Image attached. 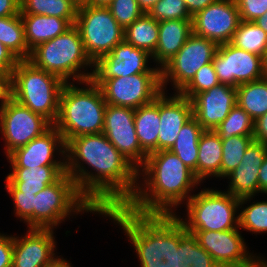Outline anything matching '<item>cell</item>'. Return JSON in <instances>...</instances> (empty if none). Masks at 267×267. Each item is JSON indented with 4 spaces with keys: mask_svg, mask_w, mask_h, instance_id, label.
<instances>
[{
    "mask_svg": "<svg viewBox=\"0 0 267 267\" xmlns=\"http://www.w3.org/2000/svg\"><path fill=\"white\" fill-rule=\"evenodd\" d=\"M66 173L80 194L100 214L126 206L138 186V169L106 138L104 133L71 138L65 147Z\"/></svg>",
    "mask_w": 267,
    "mask_h": 267,
    "instance_id": "cell-1",
    "label": "cell"
},
{
    "mask_svg": "<svg viewBox=\"0 0 267 267\" xmlns=\"http://www.w3.org/2000/svg\"><path fill=\"white\" fill-rule=\"evenodd\" d=\"M201 186L176 154L155 151L138 170L137 190L126 207L139 214L174 215Z\"/></svg>",
    "mask_w": 267,
    "mask_h": 267,
    "instance_id": "cell-2",
    "label": "cell"
},
{
    "mask_svg": "<svg viewBox=\"0 0 267 267\" xmlns=\"http://www.w3.org/2000/svg\"><path fill=\"white\" fill-rule=\"evenodd\" d=\"M122 230L140 267H183L182 223L175 215L139 214L126 206L99 214ZM108 218V219H107Z\"/></svg>",
    "mask_w": 267,
    "mask_h": 267,
    "instance_id": "cell-3",
    "label": "cell"
},
{
    "mask_svg": "<svg viewBox=\"0 0 267 267\" xmlns=\"http://www.w3.org/2000/svg\"><path fill=\"white\" fill-rule=\"evenodd\" d=\"M106 105L101 89L92 79L65 83L60 94L58 116L53 125L65 144L77 136L102 133Z\"/></svg>",
    "mask_w": 267,
    "mask_h": 267,
    "instance_id": "cell-4",
    "label": "cell"
},
{
    "mask_svg": "<svg viewBox=\"0 0 267 267\" xmlns=\"http://www.w3.org/2000/svg\"><path fill=\"white\" fill-rule=\"evenodd\" d=\"M28 61L60 77L65 83L91 80L94 71V63L87 56L75 25L63 34L38 44L31 50Z\"/></svg>",
    "mask_w": 267,
    "mask_h": 267,
    "instance_id": "cell-5",
    "label": "cell"
},
{
    "mask_svg": "<svg viewBox=\"0 0 267 267\" xmlns=\"http://www.w3.org/2000/svg\"><path fill=\"white\" fill-rule=\"evenodd\" d=\"M64 84L60 77L20 60L9 76V96L53 125Z\"/></svg>",
    "mask_w": 267,
    "mask_h": 267,
    "instance_id": "cell-6",
    "label": "cell"
},
{
    "mask_svg": "<svg viewBox=\"0 0 267 267\" xmlns=\"http://www.w3.org/2000/svg\"><path fill=\"white\" fill-rule=\"evenodd\" d=\"M174 214L186 230L226 231L239 229L240 198L217 187L203 186Z\"/></svg>",
    "mask_w": 267,
    "mask_h": 267,
    "instance_id": "cell-7",
    "label": "cell"
},
{
    "mask_svg": "<svg viewBox=\"0 0 267 267\" xmlns=\"http://www.w3.org/2000/svg\"><path fill=\"white\" fill-rule=\"evenodd\" d=\"M89 212L99 217L96 209L77 190L73 178L64 173L35 195L34 228L57 230L61 223Z\"/></svg>",
    "mask_w": 267,
    "mask_h": 267,
    "instance_id": "cell-8",
    "label": "cell"
},
{
    "mask_svg": "<svg viewBox=\"0 0 267 267\" xmlns=\"http://www.w3.org/2000/svg\"><path fill=\"white\" fill-rule=\"evenodd\" d=\"M74 25L78 28L84 50L93 63L124 40V29L104 6H78Z\"/></svg>",
    "mask_w": 267,
    "mask_h": 267,
    "instance_id": "cell-9",
    "label": "cell"
},
{
    "mask_svg": "<svg viewBox=\"0 0 267 267\" xmlns=\"http://www.w3.org/2000/svg\"><path fill=\"white\" fill-rule=\"evenodd\" d=\"M218 45L205 37L191 33L177 54L161 68L164 92L179 93L204 65L212 62Z\"/></svg>",
    "mask_w": 267,
    "mask_h": 267,
    "instance_id": "cell-10",
    "label": "cell"
},
{
    "mask_svg": "<svg viewBox=\"0 0 267 267\" xmlns=\"http://www.w3.org/2000/svg\"><path fill=\"white\" fill-rule=\"evenodd\" d=\"M187 231L197 237L199 245L212 256L219 267H267L264 255L254 253V250L249 251L240 229Z\"/></svg>",
    "mask_w": 267,
    "mask_h": 267,
    "instance_id": "cell-11",
    "label": "cell"
},
{
    "mask_svg": "<svg viewBox=\"0 0 267 267\" xmlns=\"http://www.w3.org/2000/svg\"><path fill=\"white\" fill-rule=\"evenodd\" d=\"M51 126L46 118L32 112L10 96L0 105V135L6 157L42 135Z\"/></svg>",
    "mask_w": 267,
    "mask_h": 267,
    "instance_id": "cell-12",
    "label": "cell"
},
{
    "mask_svg": "<svg viewBox=\"0 0 267 267\" xmlns=\"http://www.w3.org/2000/svg\"><path fill=\"white\" fill-rule=\"evenodd\" d=\"M110 105L138 107L151 103L162 92L161 73H140L110 79H92Z\"/></svg>",
    "mask_w": 267,
    "mask_h": 267,
    "instance_id": "cell-13",
    "label": "cell"
},
{
    "mask_svg": "<svg viewBox=\"0 0 267 267\" xmlns=\"http://www.w3.org/2000/svg\"><path fill=\"white\" fill-rule=\"evenodd\" d=\"M212 63L219 83L237 87L263 78L264 58L230 42L218 45Z\"/></svg>",
    "mask_w": 267,
    "mask_h": 267,
    "instance_id": "cell-14",
    "label": "cell"
},
{
    "mask_svg": "<svg viewBox=\"0 0 267 267\" xmlns=\"http://www.w3.org/2000/svg\"><path fill=\"white\" fill-rule=\"evenodd\" d=\"M134 113L133 108L107 104L102 133L139 170L147 154L141 149L135 131Z\"/></svg>",
    "mask_w": 267,
    "mask_h": 267,
    "instance_id": "cell-15",
    "label": "cell"
},
{
    "mask_svg": "<svg viewBox=\"0 0 267 267\" xmlns=\"http://www.w3.org/2000/svg\"><path fill=\"white\" fill-rule=\"evenodd\" d=\"M150 61V62H149ZM151 55L123 40L110 53L100 57L94 63L92 79H110L126 77L140 73H161V69L152 66Z\"/></svg>",
    "mask_w": 267,
    "mask_h": 267,
    "instance_id": "cell-16",
    "label": "cell"
},
{
    "mask_svg": "<svg viewBox=\"0 0 267 267\" xmlns=\"http://www.w3.org/2000/svg\"><path fill=\"white\" fill-rule=\"evenodd\" d=\"M240 22L235 0H217L192 17V32L222 45L231 42Z\"/></svg>",
    "mask_w": 267,
    "mask_h": 267,
    "instance_id": "cell-17",
    "label": "cell"
},
{
    "mask_svg": "<svg viewBox=\"0 0 267 267\" xmlns=\"http://www.w3.org/2000/svg\"><path fill=\"white\" fill-rule=\"evenodd\" d=\"M26 230L23 235L13 234L12 267H47L60 255L57 252L56 231L38 228Z\"/></svg>",
    "mask_w": 267,
    "mask_h": 267,
    "instance_id": "cell-18",
    "label": "cell"
},
{
    "mask_svg": "<svg viewBox=\"0 0 267 267\" xmlns=\"http://www.w3.org/2000/svg\"><path fill=\"white\" fill-rule=\"evenodd\" d=\"M66 144L57 128L52 125L46 132L7 157L9 167L34 168L46 165H66Z\"/></svg>",
    "mask_w": 267,
    "mask_h": 267,
    "instance_id": "cell-19",
    "label": "cell"
},
{
    "mask_svg": "<svg viewBox=\"0 0 267 267\" xmlns=\"http://www.w3.org/2000/svg\"><path fill=\"white\" fill-rule=\"evenodd\" d=\"M193 117L204 130L215 131L237 104L236 88L218 84L192 99Z\"/></svg>",
    "mask_w": 267,
    "mask_h": 267,
    "instance_id": "cell-20",
    "label": "cell"
},
{
    "mask_svg": "<svg viewBox=\"0 0 267 267\" xmlns=\"http://www.w3.org/2000/svg\"><path fill=\"white\" fill-rule=\"evenodd\" d=\"M159 115L157 151L170 150L182 126L193 117L191 100L172 90L170 93L163 91L159 95Z\"/></svg>",
    "mask_w": 267,
    "mask_h": 267,
    "instance_id": "cell-21",
    "label": "cell"
},
{
    "mask_svg": "<svg viewBox=\"0 0 267 267\" xmlns=\"http://www.w3.org/2000/svg\"><path fill=\"white\" fill-rule=\"evenodd\" d=\"M267 154V145L253 141L246 149L241 163L225 178L228 182L226 190L233 196H259V169Z\"/></svg>",
    "mask_w": 267,
    "mask_h": 267,
    "instance_id": "cell-22",
    "label": "cell"
},
{
    "mask_svg": "<svg viewBox=\"0 0 267 267\" xmlns=\"http://www.w3.org/2000/svg\"><path fill=\"white\" fill-rule=\"evenodd\" d=\"M159 38L151 55L153 65L162 68L168 63L192 33V19L159 21Z\"/></svg>",
    "mask_w": 267,
    "mask_h": 267,
    "instance_id": "cell-23",
    "label": "cell"
},
{
    "mask_svg": "<svg viewBox=\"0 0 267 267\" xmlns=\"http://www.w3.org/2000/svg\"><path fill=\"white\" fill-rule=\"evenodd\" d=\"M10 171L5 178L23 193L36 195L47 185L56 182L64 173L66 165H46L34 168L9 167Z\"/></svg>",
    "mask_w": 267,
    "mask_h": 267,
    "instance_id": "cell-24",
    "label": "cell"
},
{
    "mask_svg": "<svg viewBox=\"0 0 267 267\" xmlns=\"http://www.w3.org/2000/svg\"><path fill=\"white\" fill-rule=\"evenodd\" d=\"M24 25L25 40L30 50L38 44L49 41L75 24L76 18L20 14Z\"/></svg>",
    "mask_w": 267,
    "mask_h": 267,
    "instance_id": "cell-25",
    "label": "cell"
},
{
    "mask_svg": "<svg viewBox=\"0 0 267 267\" xmlns=\"http://www.w3.org/2000/svg\"><path fill=\"white\" fill-rule=\"evenodd\" d=\"M222 139L215 131L204 130L198 142L197 179H221Z\"/></svg>",
    "mask_w": 267,
    "mask_h": 267,
    "instance_id": "cell-26",
    "label": "cell"
},
{
    "mask_svg": "<svg viewBox=\"0 0 267 267\" xmlns=\"http://www.w3.org/2000/svg\"><path fill=\"white\" fill-rule=\"evenodd\" d=\"M159 96L151 103L135 109L134 125L141 149L147 154L157 151L160 127Z\"/></svg>",
    "mask_w": 267,
    "mask_h": 267,
    "instance_id": "cell-27",
    "label": "cell"
},
{
    "mask_svg": "<svg viewBox=\"0 0 267 267\" xmlns=\"http://www.w3.org/2000/svg\"><path fill=\"white\" fill-rule=\"evenodd\" d=\"M204 129L198 121L192 117L186 122L178 133L175 144L170 151L176 154L180 160L189 167L197 178L198 142Z\"/></svg>",
    "mask_w": 267,
    "mask_h": 267,
    "instance_id": "cell-28",
    "label": "cell"
},
{
    "mask_svg": "<svg viewBox=\"0 0 267 267\" xmlns=\"http://www.w3.org/2000/svg\"><path fill=\"white\" fill-rule=\"evenodd\" d=\"M237 105L253 121L267 113V79L251 81L236 87Z\"/></svg>",
    "mask_w": 267,
    "mask_h": 267,
    "instance_id": "cell-29",
    "label": "cell"
},
{
    "mask_svg": "<svg viewBox=\"0 0 267 267\" xmlns=\"http://www.w3.org/2000/svg\"><path fill=\"white\" fill-rule=\"evenodd\" d=\"M158 21L144 13L124 29V40L136 48L143 49L152 55L158 43Z\"/></svg>",
    "mask_w": 267,
    "mask_h": 267,
    "instance_id": "cell-30",
    "label": "cell"
},
{
    "mask_svg": "<svg viewBox=\"0 0 267 267\" xmlns=\"http://www.w3.org/2000/svg\"><path fill=\"white\" fill-rule=\"evenodd\" d=\"M254 199L255 196L240 198L239 229L257 237L267 233V200L255 201Z\"/></svg>",
    "mask_w": 267,
    "mask_h": 267,
    "instance_id": "cell-31",
    "label": "cell"
},
{
    "mask_svg": "<svg viewBox=\"0 0 267 267\" xmlns=\"http://www.w3.org/2000/svg\"><path fill=\"white\" fill-rule=\"evenodd\" d=\"M0 43L7 47L19 60H28L31 50L25 40L24 25L20 13L0 17Z\"/></svg>",
    "mask_w": 267,
    "mask_h": 267,
    "instance_id": "cell-32",
    "label": "cell"
},
{
    "mask_svg": "<svg viewBox=\"0 0 267 267\" xmlns=\"http://www.w3.org/2000/svg\"><path fill=\"white\" fill-rule=\"evenodd\" d=\"M230 43L263 58L267 54V33L254 21H241Z\"/></svg>",
    "mask_w": 267,
    "mask_h": 267,
    "instance_id": "cell-33",
    "label": "cell"
},
{
    "mask_svg": "<svg viewBox=\"0 0 267 267\" xmlns=\"http://www.w3.org/2000/svg\"><path fill=\"white\" fill-rule=\"evenodd\" d=\"M78 5L73 0H20V14L76 18Z\"/></svg>",
    "mask_w": 267,
    "mask_h": 267,
    "instance_id": "cell-34",
    "label": "cell"
},
{
    "mask_svg": "<svg viewBox=\"0 0 267 267\" xmlns=\"http://www.w3.org/2000/svg\"><path fill=\"white\" fill-rule=\"evenodd\" d=\"M253 141V136L240 135L222 139L221 178L223 181L241 163L246 149Z\"/></svg>",
    "mask_w": 267,
    "mask_h": 267,
    "instance_id": "cell-35",
    "label": "cell"
},
{
    "mask_svg": "<svg viewBox=\"0 0 267 267\" xmlns=\"http://www.w3.org/2000/svg\"><path fill=\"white\" fill-rule=\"evenodd\" d=\"M254 121L237 104L231 109L228 116L215 129L221 139L233 136H253Z\"/></svg>",
    "mask_w": 267,
    "mask_h": 267,
    "instance_id": "cell-36",
    "label": "cell"
},
{
    "mask_svg": "<svg viewBox=\"0 0 267 267\" xmlns=\"http://www.w3.org/2000/svg\"><path fill=\"white\" fill-rule=\"evenodd\" d=\"M4 188L13 202V215L16 219L27 226L26 228H34V194L23 193L18 191L6 178Z\"/></svg>",
    "mask_w": 267,
    "mask_h": 267,
    "instance_id": "cell-37",
    "label": "cell"
},
{
    "mask_svg": "<svg viewBox=\"0 0 267 267\" xmlns=\"http://www.w3.org/2000/svg\"><path fill=\"white\" fill-rule=\"evenodd\" d=\"M220 84L212 62L201 67L192 80L179 92L183 97L191 100L196 94L210 90Z\"/></svg>",
    "mask_w": 267,
    "mask_h": 267,
    "instance_id": "cell-38",
    "label": "cell"
},
{
    "mask_svg": "<svg viewBox=\"0 0 267 267\" xmlns=\"http://www.w3.org/2000/svg\"><path fill=\"white\" fill-rule=\"evenodd\" d=\"M156 21L192 19L184 0H159L148 11Z\"/></svg>",
    "mask_w": 267,
    "mask_h": 267,
    "instance_id": "cell-39",
    "label": "cell"
},
{
    "mask_svg": "<svg viewBox=\"0 0 267 267\" xmlns=\"http://www.w3.org/2000/svg\"><path fill=\"white\" fill-rule=\"evenodd\" d=\"M107 8L123 29L145 13L137 0H112Z\"/></svg>",
    "mask_w": 267,
    "mask_h": 267,
    "instance_id": "cell-40",
    "label": "cell"
},
{
    "mask_svg": "<svg viewBox=\"0 0 267 267\" xmlns=\"http://www.w3.org/2000/svg\"><path fill=\"white\" fill-rule=\"evenodd\" d=\"M241 21H254L267 12V0H235Z\"/></svg>",
    "mask_w": 267,
    "mask_h": 267,
    "instance_id": "cell-41",
    "label": "cell"
},
{
    "mask_svg": "<svg viewBox=\"0 0 267 267\" xmlns=\"http://www.w3.org/2000/svg\"><path fill=\"white\" fill-rule=\"evenodd\" d=\"M197 242V237L188 232L182 224V255L185 260L183 267L192 266L195 257V243Z\"/></svg>",
    "mask_w": 267,
    "mask_h": 267,
    "instance_id": "cell-42",
    "label": "cell"
},
{
    "mask_svg": "<svg viewBox=\"0 0 267 267\" xmlns=\"http://www.w3.org/2000/svg\"><path fill=\"white\" fill-rule=\"evenodd\" d=\"M13 234L0 231V267H12Z\"/></svg>",
    "mask_w": 267,
    "mask_h": 267,
    "instance_id": "cell-43",
    "label": "cell"
},
{
    "mask_svg": "<svg viewBox=\"0 0 267 267\" xmlns=\"http://www.w3.org/2000/svg\"><path fill=\"white\" fill-rule=\"evenodd\" d=\"M20 60L0 43V71L10 76Z\"/></svg>",
    "mask_w": 267,
    "mask_h": 267,
    "instance_id": "cell-44",
    "label": "cell"
},
{
    "mask_svg": "<svg viewBox=\"0 0 267 267\" xmlns=\"http://www.w3.org/2000/svg\"><path fill=\"white\" fill-rule=\"evenodd\" d=\"M191 267H219L212 256L203 249L198 241L195 243V257Z\"/></svg>",
    "mask_w": 267,
    "mask_h": 267,
    "instance_id": "cell-45",
    "label": "cell"
},
{
    "mask_svg": "<svg viewBox=\"0 0 267 267\" xmlns=\"http://www.w3.org/2000/svg\"><path fill=\"white\" fill-rule=\"evenodd\" d=\"M253 138L254 141L267 145V113L254 121Z\"/></svg>",
    "mask_w": 267,
    "mask_h": 267,
    "instance_id": "cell-46",
    "label": "cell"
},
{
    "mask_svg": "<svg viewBox=\"0 0 267 267\" xmlns=\"http://www.w3.org/2000/svg\"><path fill=\"white\" fill-rule=\"evenodd\" d=\"M20 13V0H0V17L14 16Z\"/></svg>",
    "mask_w": 267,
    "mask_h": 267,
    "instance_id": "cell-47",
    "label": "cell"
},
{
    "mask_svg": "<svg viewBox=\"0 0 267 267\" xmlns=\"http://www.w3.org/2000/svg\"><path fill=\"white\" fill-rule=\"evenodd\" d=\"M188 12L193 17L199 11L205 9L208 5L216 2L217 0H184Z\"/></svg>",
    "mask_w": 267,
    "mask_h": 267,
    "instance_id": "cell-48",
    "label": "cell"
},
{
    "mask_svg": "<svg viewBox=\"0 0 267 267\" xmlns=\"http://www.w3.org/2000/svg\"><path fill=\"white\" fill-rule=\"evenodd\" d=\"M258 181H259V193L262 196L264 194L267 195V154L264 158L263 164L260 166Z\"/></svg>",
    "mask_w": 267,
    "mask_h": 267,
    "instance_id": "cell-49",
    "label": "cell"
},
{
    "mask_svg": "<svg viewBox=\"0 0 267 267\" xmlns=\"http://www.w3.org/2000/svg\"><path fill=\"white\" fill-rule=\"evenodd\" d=\"M9 96V76L0 71V105Z\"/></svg>",
    "mask_w": 267,
    "mask_h": 267,
    "instance_id": "cell-50",
    "label": "cell"
},
{
    "mask_svg": "<svg viewBox=\"0 0 267 267\" xmlns=\"http://www.w3.org/2000/svg\"><path fill=\"white\" fill-rule=\"evenodd\" d=\"M47 267H74L70 260L59 255L50 265Z\"/></svg>",
    "mask_w": 267,
    "mask_h": 267,
    "instance_id": "cell-51",
    "label": "cell"
},
{
    "mask_svg": "<svg viewBox=\"0 0 267 267\" xmlns=\"http://www.w3.org/2000/svg\"><path fill=\"white\" fill-rule=\"evenodd\" d=\"M140 8L145 12L148 11L155 5L159 0H137Z\"/></svg>",
    "mask_w": 267,
    "mask_h": 267,
    "instance_id": "cell-52",
    "label": "cell"
},
{
    "mask_svg": "<svg viewBox=\"0 0 267 267\" xmlns=\"http://www.w3.org/2000/svg\"><path fill=\"white\" fill-rule=\"evenodd\" d=\"M254 22L267 33V12L254 20Z\"/></svg>",
    "mask_w": 267,
    "mask_h": 267,
    "instance_id": "cell-53",
    "label": "cell"
},
{
    "mask_svg": "<svg viewBox=\"0 0 267 267\" xmlns=\"http://www.w3.org/2000/svg\"><path fill=\"white\" fill-rule=\"evenodd\" d=\"M112 0H88L85 5L107 7Z\"/></svg>",
    "mask_w": 267,
    "mask_h": 267,
    "instance_id": "cell-54",
    "label": "cell"
},
{
    "mask_svg": "<svg viewBox=\"0 0 267 267\" xmlns=\"http://www.w3.org/2000/svg\"><path fill=\"white\" fill-rule=\"evenodd\" d=\"M263 77L267 79V54L264 57V72H263Z\"/></svg>",
    "mask_w": 267,
    "mask_h": 267,
    "instance_id": "cell-55",
    "label": "cell"
},
{
    "mask_svg": "<svg viewBox=\"0 0 267 267\" xmlns=\"http://www.w3.org/2000/svg\"><path fill=\"white\" fill-rule=\"evenodd\" d=\"M78 6L85 5L88 0H73Z\"/></svg>",
    "mask_w": 267,
    "mask_h": 267,
    "instance_id": "cell-56",
    "label": "cell"
}]
</instances>
